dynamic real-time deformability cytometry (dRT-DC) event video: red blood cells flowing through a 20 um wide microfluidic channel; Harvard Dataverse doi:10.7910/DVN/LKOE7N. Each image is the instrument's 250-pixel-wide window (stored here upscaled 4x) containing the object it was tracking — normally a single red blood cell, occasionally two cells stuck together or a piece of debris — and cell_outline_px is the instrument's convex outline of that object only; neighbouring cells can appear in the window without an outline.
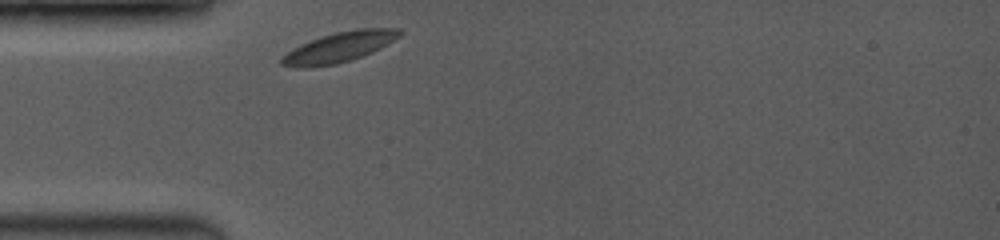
{"species": "common noctule bat (a hibernating species)", "species_latin": "Nyctalus noctula", "temperature_condition": "room temperature", "stored_images_in_passage": 9, "camera_frame_rate_fps": 3500, "um_per_image_px": 0.085, "animal": {"sex": "female", "body_mass_g": 19.0, "forearm_length_mm": 53.3}, "frame": {"image": 1, "passage_image": 1, "time_ms": 0.0, "image_size_px": [1000, 240], "cell_outline_px": [[404, 32], [400, 36], [380, 48], [372, 52], [336, 64], [308, 68], [300, 68], [280, 64], [280, 56], [300, 44], [336, 32], [360, 28], [400, 28]], "centroid_in_image_um": [28.82, 4.01], "position_along_channel_um": 56.2, "area_um2": 20.58}}
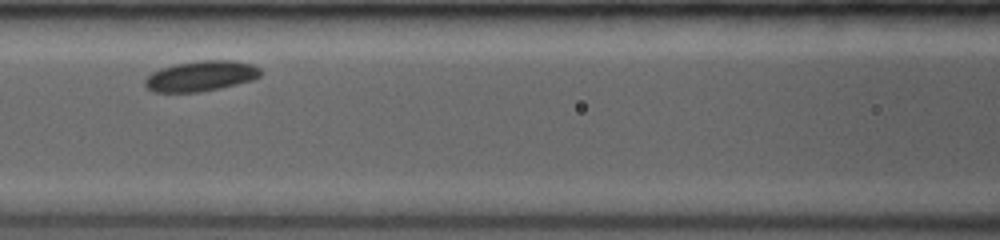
{"frame": {"image": 2, "passage_image": 6, "time_ms": 2.571, "image_size_px": [1000, 240], "cell_outline_px": [[260, 76], [256, 80], [220, 88], [200, 92], [152, 92], [144, 84], [144, 80], [152, 72], [160, 68], [176, 64], [204, 60], [236, 60], [252, 64], [260, 68]], "centroid_in_image_um": [17.11, 6.46], "position_along_channel_um": 149.5, "area_um2": 20.63}}
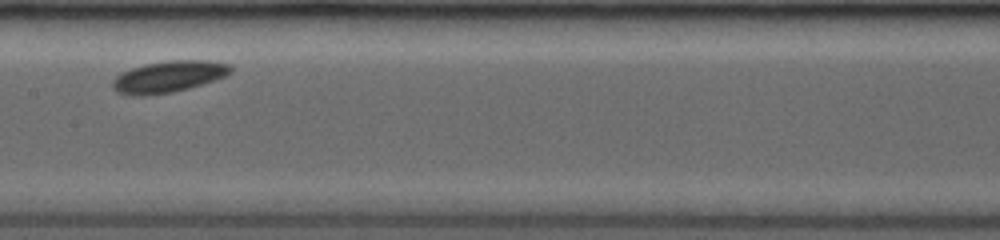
{"frame": {"image": 3, "passage_image": 8, "time_ms": 3.714, "image_size_px": [1000, 240], "cell_outline_px": [[232, 72], [216, 80], [188, 88], [172, 92], [144, 96], [132, 96], [116, 92], [112, 88], [112, 80], [120, 72], [144, 64], [168, 60], [208, 60], [228, 64], [232, 68]], "centroid_in_image_um": [14.29, 6.52], "position_along_channel_um": 193.1, "area_um2": 21.85}}